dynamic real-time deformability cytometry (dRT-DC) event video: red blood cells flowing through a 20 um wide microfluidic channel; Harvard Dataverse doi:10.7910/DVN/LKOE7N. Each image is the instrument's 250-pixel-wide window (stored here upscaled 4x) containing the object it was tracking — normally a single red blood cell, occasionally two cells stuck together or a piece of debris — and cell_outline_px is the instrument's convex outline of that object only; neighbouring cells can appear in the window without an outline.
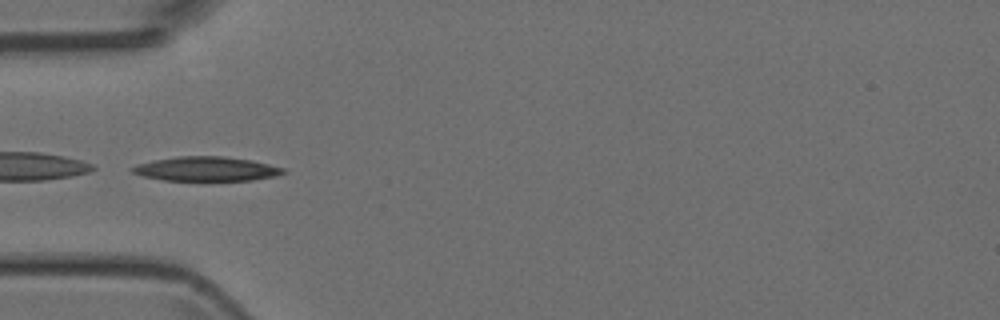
{"species": "Egyptian fruit bat (a non-hibernating species)", "species_latin": "Rousettus aegyptiacus", "temperature_condition": "room temperature", "stored_images_in_passage": 7, "camera_frame_rate_fps": 3000, "um_per_image_px": 0.085, "animal": {"sex": "female"}, "frame": {"image": 1, "passage_image": 5, "time_ms": 4.667, "image_size_px": [1000, 320], "cell_outline_px": [[288, 172], [276, 176], [252, 180], [164, 180], [144, 176], [132, 172], [128, 168], [136, 164], [152, 160], [176, 156], [224, 156], [252, 160], [288, 168]], "centroid_in_image_um": [17.57, 14.34], "position_along_channel_um": 67.4, "area_um2": 21.68}}
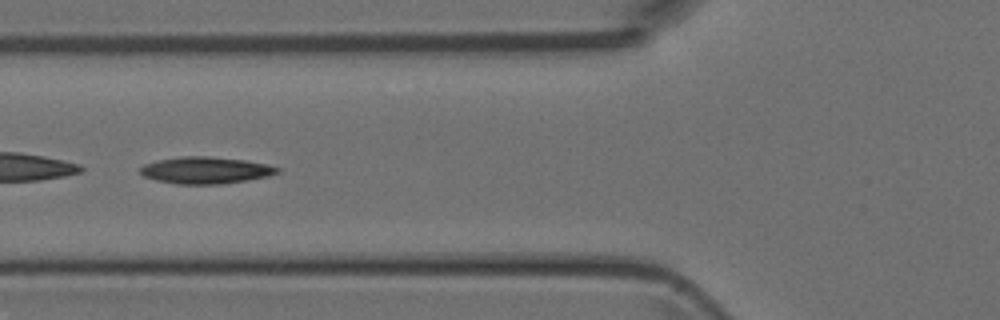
{"frame": {"image": 2, "passage_image": 6, "time_ms": 5.667, "image_size_px": [1000, 320], "cell_outline_px": [[280, 172], [268, 176], [248, 180], [220, 184], [176, 184], [156, 180], [144, 176], [140, 172], [140, 168], [144, 164], [160, 160], [180, 156], [208, 156], [244, 160], [268, 164], [280, 168]], "centroid_in_image_um": [17.5, 14.47], "position_along_channel_um": 108.3, "area_um2": 21.39}}
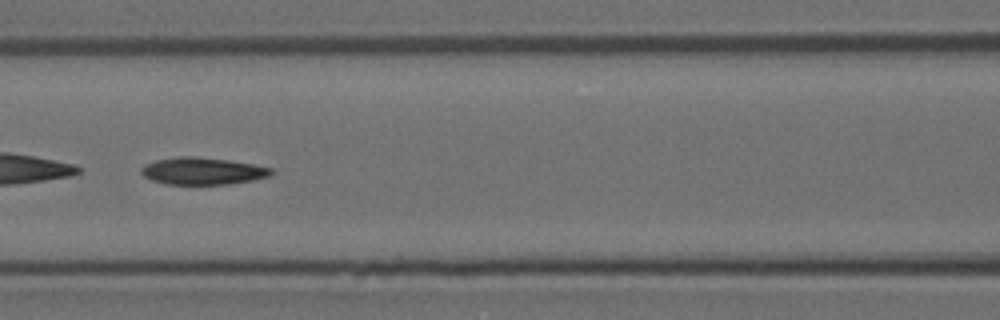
{"frame": {"image": 3, "passage_image": 7, "time_ms": 6.667, "image_size_px": [1000, 320], "cell_outline_px": [[276, 172], [272, 176], [252, 180], [228, 184], [164, 184], [152, 180], [144, 176], [140, 172], [140, 168], [144, 164], [156, 160], [180, 156], [196, 156], [228, 160], [252, 164], [272, 168]], "centroid_in_image_um": [17.23, 14.53], "position_along_channel_um": 149.4, "area_um2": 20.69}}